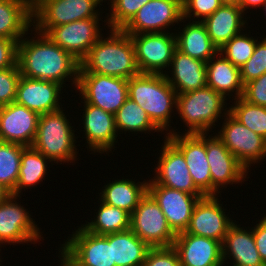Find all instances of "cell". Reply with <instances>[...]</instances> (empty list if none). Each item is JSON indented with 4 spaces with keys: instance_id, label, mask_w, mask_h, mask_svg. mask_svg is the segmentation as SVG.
<instances>
[{
    "instance_id": "cell-1",
    "label": "cell",
    "mask_w": 266,
    "mask_h": 266,
    "mask_svg": "<svg viewBox=\"0 0 266 266\" xmlns=\"http://www.w3.org/2000/svg\"><path fill=\"white\" fill-rule=\"evenodd\" d=\"M33 30L34 37L24 36L18 42L17 65L21 76L55 82L63 88L70 79L76 90L80 62L55 44L47 34Z\"/></svg>"
},
{
    "instance_id": "cell-2",
    "label": "cell",
    "mask_w": 266,
    "mask_h": 266,
    "mask_svg": "<svg viewBox=\"0 0 266 266\" xmlns=\"http://www.w3.org/2000/svg\"><path fill=\"white\" fill-rule=\"evenodd\" d=\"M107 38L101 36L80 62L79 73L130 79L140 74L135 48L129 34L122 29H110Z\"/></svg>"
},
{
    "instance_id": "cell-3",
    "label": "cell",
    "mask_w": 266,
    "mask_h": 266,
    "mask_svg": "<svg viewBox=\"0 0 266 266\" xmlns=\"http://www.w3.org/2000/svg\"><path fill=\"white\" fill-rule=\"evenodd\" d=\"M128 97L147 113L162 132L166 130L168 134L171 131L177 92L168 83L165 74L140 73L131 77L128 79Z\"/></svg>"
},
{
    "instance_id": "cell-4",
    "label": "cell",
    "mask_w": 266,
    "mask_h": 266,
    "mask_svg": "<svg viewBox=\"0 0 266 266\" xmlns=\"http://www.w3.org/2000/svg\"><path fill=\"white\" fill-rule=\"evenodd\" d=\"M61 109L46 114H41L38 119L36 136L31 145L45 155L51 164L77 160V146L74 126H71L67 114ZM66 114V115H65Z\"/></svg>"
},
{
    "instance_id": "cell-5",
    "label": "cell",
    "mask_w": 266,
    "mask_h": 266,
    "mask_svg": "<svg viewBox=\"0 0 266 266\" xmlns=\"http://www.w3.org/2000/svg\"><path fill=\"white\" fill-rule=\"evenodd\" d=\"M227 100L208 86L177 94L176 112L179 114L178 117H181L180 119H182L185 127H187L184 133L211 132L212 127L214 128L216 123L219 122L218 120L224 119L223 117L228 114Z\"/></svg>"
},
{
    "instance_id": "cell-6",
    "label": "cell",
    "mask_w": 266,
    "mask_h": 266,
    "mask_svg": "<svg viewBox=\"0 0 266 266\" xmlns=\"http://www.w3.org/2000/svg\"><path fill=\"white\" fill-rule=\"evenodd\" d=\"M103 0H32L33 28L47 34L53 27L100 17ZM99 5V6H98Z\"/></svg>"
},
{
    "instance_id": "cell-7",
    "label": "cell",
    "mask_w": 266,
    "mask_h": 266,
    "mask_svg": "<svg viewBox=\"0 0 266 266\" xmlns=\"http://www.w3.org/2000/svg\"><path fill=\"white\" fill-rule=\"evenodd\" d=\"M80 100L115 114L128 98V80L94 73H78Z\"/></svg>"
},
{
    "instance_id": "cell-8",
    "label": "cell",
    "mask_w": 266,
    "mask_h": 266,
    "mask_svg": "<svg viewBox=\"0 0 266 266\" xmlns=\"http://www.w3.org/2000/svg\"><path fill=\"white\" fill-rule=\"evenodd\" d=\"M141 73L166 74L177 49L173 32L129 34ZM166 69V70H164Z\"/></svg>"
},
{
    "instance_id": "cell-9",
    "label": "cell",
    "mask_w": 266,
    "mask_h": 266,
    "mask_svg": "<svg viewBox=\"0 0 266 266\" xmlns=\"http://www.w3.org/2000/svg\"><path fill=\"white\" fill-rule=\"evenodd\" d=\"M60 244V251L75 266H112V233L96 235L79 226Z\"/></svg>"
},
{
    "instance_id": "cell-10",
    "label": "cell",
    "mask_w": 266,
    "mask_h": 266,
    "mask_svg": "<svg viewBox=\"0 0 266 266\" xmlns=\"http://www.w3.org/2000/svg\"><path fill=\"white\" fill-rule=\"evenodd\" d=\"M130 229L150 247L173 246L176 238L160 206L148 192L131 214Z\"/></svg>"
},
{
    "instance_id": "cell-11",
    "label": "cell",
    "mask_w": 266,
    "mask_h": 266,
    "mask_svg": "<svg viewBox=\"0 0 266 266\" xmlns=\"http://www.w3.org/2000/svg\"><path fill=\"white\" fill-rule=\"evenodd\" d=\"M21 196L10 194L0 204V247L5 244L16 245L34 243L42 240V230L31 218L30 212L19 203ZM18 201V202H17ZM1 251V249H0Z\"/></svg>"
},
{
    "instance_id": "cell-12",
    "label": "cell",
    "mask_w": 266,
    "mask_h": 266,
    "mask_svg": "<svg viewBox=\"0 0 266 266\" xmlns=\"http://www.w3.org/2000/svg\"><path fill=\"white\" fill-rule=\"evenodd\" d=\"M224 118L220 131L214 134L248 170L266 159V140L263 137L241 124L229 112Z\"/></svg>"
},
{
    "instance_id": "cell-13",
    "label": "cell",
    "mask_w": 266,
    "mask_h": 266,
    "mask_svg": "<svg viewBox=\"0 0 266 266\" xmlns=\"http://www.w3.org/2000/svg\"><path fill=\"white\" fill-rule=\"evenodd\" d=\"M179 22L186 23L180 0H150L122 30L127 34L170 32L169 27Z\"/></svg>"
},
{
    "instance_id": "cell-14",
    "label": "cell",
    "mask_w": 266,
    "mask_h": 266,
    "mask_svg": "<svg viewBox=\"0 0 266 266\" xmlns=\"http://www.w3.org/2000/svg\"><path fill=\"white\" fill-rule=\"evenodd\" d=\"M206 157L210 166L212 196H218L228 184H242L250 172L217 135L206 133Z\"/></svg>"
},
{
    "instance_id": "cell-15",
    "label": "cell",
    "mask_w": 266,
    "mask_h": 266,
    "mask_svg": "<svg viewBox=\"0 0 266 266\" xmlns=\"http://www.w3.org/2000/svg\"><path fill=\"white\" fill-rule=\"evenodd\" d=\"M180 133L172 128L165 136L184 155L195 186L205 196H212V179L206 157V133Z\"/></svg>"
},
{
    "instance_id": "cell-16",
    "label": "cell",
    "mask_w": 266,
    "mask_h": 266,
    "mask_svg": "<svg viewBox=\"0 0 266 266\" xmlns=\"http://www.w3.org/2000/svg\"><path fill=\"white\" fill-rule=\"evenodd\" d=\"M164 145L155 166L154 177L156 184L170 189L180 190L192 195H204L194 184L182 152L164 136Z\"/></svg>"
},
{
    "instance_id": "cell-17",
    "label": "cell",
    "mask_w": 266,
    "mask_h": 266,
    "mask_svg": "<svg viewBox=\"0 0 266 266\" xmlns=\"http://www.w3.org/2000/svg\"><path fill=\"white\" fill-rule=\"evenodd\" d=\"M100 20L99 17H93L56 26L47 33V36L81 62L104 34L100 28Z\"/></svg>"
},
{
    "instance_id": "cell-18",
    "label": "cell",
    "mask_w": 266,
    "mask_h": 266,
    "mask_svg": "<svg viewBox=\"0 0 266 266\" xmlns=\"http://www.w3.org/2000/svg\"><path fill=\"white\" fill-rule=\"evenodd\" d=\"M147 192L160 206L169 227L175 234L185 232L196 203L205 196L170 189L156 184L152 179L148 181Z\"/></svg>"
},
{
    "instance_id": "cell-19",
    "label": "cell",
    "mask_w": 266,
    "mask_h": 266,
    "mask_svg": "<svg viewBox=\"0 0 266 266\" xmlns=\"http://www.w3.org/2000/svg\"><path fill=\"white\" fill-rule=\"evenodd\" d=\"M218 197L204 196L198 200L185 233L223 242L229 227L236 220L225 214L226 210Z\"/></svg>"
},
{
    "instance_id": "cell-20",
    "label": "cell",
    "mask_w": 266,
    "mask_h": 266,
    "mask_svg": "<svg viewBox=\"0 0 266 266\" xmlns=\"http://www.w3.org/2000/svg\"><path fill=\"white\" fill-rule=\"evenodd\" d=\"M84 105L83 117H82V127L85 133L83 137L86 139L88 145H86L87 150L92 151L95 154L101 153L105 154L112 152L115 148V144L118 143L116 138L118 137V132L115 124L114 114L104 111L103 109L96 107L92 104L82 102ZM114 146V147H113Z\"/></svg>"
},
{
    "instance_id": "cell-21",
    "label": "cell",
    "mask_w": 266,
    "mask_h": 266,
    "mask_svg": "<svg viewBox=\"0 0 266 266\" xmlns=\"http://www.w3.org/2000/svg\"><path fill=\"white\" fill-rule=\"evenodd\" d=\"M39 116L37 112L16 102L0 107V141L31 146Z\"/></svg>"
},
{
    "instance_id": "cell-22",
    "label": "cell",
    "mask_w": 266,
    "mask_h": 266,
    "mask_svg": "<svg viewBox=\"0 0 266 266\" xmlns=\"http://www.w3.org/2000/svg\"><path fill=\"white\" fill-rule=\"evenodd\" d=\"M173 247L181 266H224L222 243L185 232L176 234Z\"/></svg>"
},
{
    "instance_id": "cell-23",
    "label": "cell",
    "mask_w": 266,
    "mask_h": 266,
    "mask_svg": "<svg viewBox=\"0 0 266 266\" xmlns=\"http://www.w3.org/2000/svg\"><path fill=\"white\" fill-rule=\"evenodd\" d=\"M62 90L63 87L58 83L20 76L15 102L39 115L46 114L62 108Z\"/></svg>"
},
{
    "instance_id": "cell-24",
    "label": "cell",
    "mask_w": 266,
    "mask_h": 266,
    "mask_svg": "<svg viewBox=\"0 0 266 266\" xmlns=\"http://www.w3.org/2000/svg\"><path fill=\"white\" fill-rule=\"evenodd\" d=\"M237 224L234 222L229 227L222 242L223 265L227 263L228 266L229 263L232 266H266L256 248L252 228L248 226V230L247 227L245 229Z\"/></svg>"
},
{
    "instance_id": "cell-25",
    "label": "cell",
    "mask_w": 266,
    "mask_h": 266,
    "mask_svg": "<svg viewBox=\"0 0 266 266\" xmlns=\"http://www.w3.org/2000/svg\"><path fill=\"white\" fill-rule=\"evenodd\" d=\"M170 68L165 76L177 94H183L207 86L206 62L204 61L194 59L176 49Z\"/></svg>"
},
{
    "instance_id": "cell-26",
    "label": "cell",
    "mask_w": 266,
    "mask_h": 266,
    "mask_svg": "<svg viewBox=\"0 0 266 266\" xmlns=\"http://www.w3.org/2000/svg\"><path fill=\"white\" fill-rule=\"evenodd\" d=\"M244 13L240 6L223 4L212 15L205 18L202 23L212 43L218 48L223 47L232 37L244 31Z\"/></svg>"
},
{
    "instance_id": "cell-27",
    "label": "cell",
    "mask_w": 266,
    "mask_h": 266,
    "mask_svg": "<svg viewBox=\"0 0 266 266\" xmlns=\"http://www.w3.org/2000/svg\"><path fill=\"white\" fill-rule=\"evenodd\" d=\"M206 82L208 87L225 99L233 96L232 100H236L243 96L244 85L241 81L240 68L234 66L220 52L206 63Z\"/></svg>"
},
{
    "instance_id": "cell-28",
    "label": "cell",
    "mask_w": 266,
    "mask_h": 266,
    "mask_svg": "<svg viewBox=\"0 0 266 266\" xmlns=\"http://www.w3.org/2000/svg\"><path fill=\"white\" fill-rule=\"evenodd\" d=\"M31 24L32 0H0L1 38L12 39L18 43L25 35L33 33Z\"/></svg>"
},
{
    "instance_id": "cell-29",
    "label": "cell",
    "mask_w": 266,
    "mask_h": 266,
    "mask_svg": "<svg viewBox=\"0 0 266 266\" xmlns=\"http://www.w3.org/2000/svg\"><path fill=\"white\" fill-rule=\"evenodd\" d=\"M175 33L177 49L194 59L207 63L219 53L218 48L212 43L205 25L200 21H189Z\"/></svg>"
},
{
    "instance_id": "cell-30",
    "label": "cell",
    "mask_w": 266,
    "mask_h": 266,
    "mask_svg": "<svg viewBox=\"0 0 266 266\" xmlns=\"http://www.w3.org/2000/svg\"><path fill=\"white\" fill-rule=\"evenodd\" d=\"M149 180L137 182L132 179H117L104 185L99 194V200L105 204L117 207L130 215L138 206L141 198L147 193Z\"/></svg>"
},
{
    "instance_id": "cell-31",
    "label": "cell",
    "mask_w": 266,
    "mask_h": 266,
    "mask_svg": "<svg viewBox=\"0 0 266 266\" xmlns=\"http://www.w3.org/2000/svg\"><path fill=\"white\" fill-rule=\"evenodd\" d=\"M150 248L131 229L112 233V266H142Z\"/></svg>"
},
{
    "instance_id": "cell-32",
    "label": "cell",
    "mask_w": 266,
    "mask_h": 266,
    "mask_svg": "<svg viewBox=\"0 0 266 266\" xmlns=\"http://www.w3.org/2000/svg\"><path fill=\"white\" fill-rule=\"evenodd\" d=\"M48 162L51 161L41 152L32 146H26L22 151L19 178L11 194L20 196L23 190L31 189L43 182L48 173Z\"/></svg>"
},
{
    "instance_id": "cell-33",
    "label": "cell",
    "mask_w": 266,
    "mask_h": 266,
    "mask_svg": "<svg viewBox=\"0 0 266 266\" xmlns=\"http://www.w3.org/2000/svg\"><path fill=\"white\" fill-rule=\"evenodd\" d=\"M97 208L96 216L94 220L90 222L86 221V224L81 226L88 232L96 235H107L111 233L125 231L130 229V217L131 215L126 211L117 207L105 204L101 201Z\"/></svg>"
},
{
    "instance_id": "cell-34",
    "label": "cell",
    "mask_w": 266,
    "mask_h": 266,
    "mask_svg": "<svg viewBox=\"0 0 266 266\" xmlns=\"http://www.w3.org/2000/svg\"><path fill=\"white\" fill-rule=\"evenodd\" d=\"M117 132L154 133L162 132L149 118L147 113L129 97L114 114Z\"/></svg>"
},
{
    "instance_id": "cell-35",
    "label": "cell",
    "mask_w": 266,
    "mask_h": 266,
    "mask_svg": "<svg viewBox=\"0 0 266 266\" xmlns=\"http://www.w3.org/2000/svg\"><path fill=\"white\" fill-rule=\"evenodd\" d=\"M26 146L0 141V184L11 193L19 178L22 151Z\"/></svg>"
},
{
    "instance_id": "cell-36",
    "label": "cell",
    "mask_w": 266,
    "mask_h": 266,
    "mask_svg": "<svg viewBox=\"0 0 266 266\" xmlns=\"http://www.w3.org/2000/svg\"><path fill=\"white\" fill-rule=\"evenodd\" d=\"M229 113L241 124L266 140V107L248 103L242 97L234 100Z\"/></svg>"
},
{
    "instance_id": "cell-37",
    "label": "cell",
    "mask_w": 266,
    "mask_h": 266,
    "mask_svg": "<svg viewBox=\"0 0 266 266\" xmlns=\"http://www.w3.org/2000/svg\"><path fill=\"white\" fill-rule=\"evenodd\" d=\"M245 33L242 31L235 35L219 49V52L238 68L250 59L258 42V38L249 36L250 31Z\"/></svg>"
},
{
    "instance_id": "cell-38",
    "label": "cell",
    "mask_w": 266,
    "mask_h": 266,
    "mask_svg": "<svg viewBox=\"0 0 266 266\" xmlns=\"http://www.w3.org/2000/svg\"><path fill=\"white\" fill-rule=\"evenodd\" d=\"M148 1L150 0H108L111 11L106 13L108 16L103 22H106L109 29H123Z\"/></svg>"
},
{
    "instance_id": "cell-39",
    "label": "cell",
    "mask_w": 266,
    "mask_h": 266,
    "mask_svg": "<svg viewBox=\"0 0 266 266\" xmlns=\"http://www.w3.org/2000/svg\"><path fill=\"white\" fill-rule=\"evenodd\" d=\"M243 85L266 73V36L259 39L253 55L240 68Z\"/></svg>"
},
{
    "instance_id": "cell-40",
    "label": "cell",
    "mask_w": 266,
    "mask_h": 266,
    "mask_svg": "<svg viewBox=\"0 0 266 266\" xmlns=\"http://www.w3.org/2000/svg\"><path fill=\"white\" fill-rule=\"evenodd\" d=\"M222 5L220 0H184L182 2L183 19L202 22Z\"/></svg>"
},
{
    "instance_id": "cell-41",
    "label": "cell",
    "mask_w": 266,
    "mask_h": 266,
    "mask_svg": "<svg viewBox=\"0 0 266 266\" xmlns=\"http://www.w3.org/2000/svg\"><path fill=\"white\" fill-rule=\"evenodd\" d=\"M20 76L18 65L0 70V107L15 102Z\"/></svg>"
},
{
    "instance_id": "cell-42",
    "label": "cell",
    "mask_w": 266,
    "mask_h": 266,
    "mask_svg": "<svg viewBox=\"0 0 266 266\" xmlns=\"http://www.w3.org/2000/svg\"><path fill=\"white\" fill-rule=\"evenodd\" d=\"M142 266H181L173 246L151 247Z\"/></svg>"
},
{
    "instance_id": "cell-43",
    "label": "cell",
    "mask_w": 266,
    "mask_h": 266,
    "mask_svg": "<svg viewBox=\"0 0 266 266\" xmlns=\"http://www.w3.org/2000/svg\"><path fill=\"white\" fill-rule=\"evenodd\" d=\"M242 98L253 105L266 107V73L244 85Z\"/></svg>"
},
{
    "instance_id": "cell-44",
    "label": "cell",
    "mask_w": 266,
    "mask_h": 266,
    "mask_svg": "<svg viewBox=\"0 0 266 266\" xmlns=\"http://www.w3.org/2000/svg\"><path fill=\"white\" fill-rule=\"evenodd\" d=\"M17 46L15 40L0 37V70L17 65Z\"/></svg>"
},
{
    "instance_id": "cell-45",
    "label": "cell",
    "mask_w": 266,
    "mask_h": 266,
    "mask_svg": "<svg viewBox=\"0 0 266 266\" xmlns=\"http://www.w3.org/2000/svg\"><path fill=\"white\" fill-rule=\"evenodd\" d=\"M251 227L253 231V237L255 240L256 248L259 252L260 258L266 265V216H262L259 223Z\"/></svg>"
},
{
    "instance_id": "cell-46",
    "label": "cell",
    "mask_w": 266,
    "mask_h": 266,
    "mask_svg": "<svg viewBox=\"0 0 266 266\" xmlns=\"http://www.w3.org/2000/svg\"><path fill=\"white\" fill-rule=\"evenodd\" d=\"M266 2V0H240L239 1V6L241 7L243 13L246 15L248 13L249 8H259L262 7L264 5V3ZM247 12V13H245Z\"/></svg>"
},
{
    "instance_id": "cell-47",
    "label": "cell",
    "mask_w": 266,
    "mask_h": 266,
    "mask_svg": "<svg viewBox=\"0 0 266 266\" xmlns=\"http://www.w3.org/2000/svg\"><path fill=\"white\" fill-rule=\"evenodd\" d=\"M59 252L60 253H59L58 258L61 257L60 261H59L60 262L59 266H75L61 251H59Z\"/></svg>"
},
{
    "instance_id": "cell-48",
    "label": "cell",
    "mask_w": 266,
    "mask_h": 266,
    "mask_svg": "<svg viewBox=\"0 0 266 266\" xmlns=\"http://www.w3.org/2000/svg\"><path fill=\"white\" fill-rule=\"evenodd\" d=\"M11 194L4 186L0 184V204Z\"/></svg>"
},
{
    "instance_id": "cell-49",
    "label": "cell",
    "mask_w": 266,
    "mask_h": 266,
    "mask_svg": "<svg viewBox=\"0 0 266 266\" xmlns=\"http://www.w3.org/2000/svg\"><path fill=\"white\" fill-rule=\"evenodd\" d=\"M222 4L238 5L240 0H220Z\"/></svg>"
},
{
    "instance_id": "cell-50",
    "label": "cell",
    "mask_w": 266,
    "mask_h": 266,
    "mask_svg": "<svg viewBox=\"0 0 266 266\" xmlns=\"http://www.w3.org/2000/svg\"><path fill=\"white\" fill-rule=\"evenodd\" d=\"M262 8L264 9V11H265V16H266V2H265L264 5L262 6Z\"/></svg>"
}]
</instances>
